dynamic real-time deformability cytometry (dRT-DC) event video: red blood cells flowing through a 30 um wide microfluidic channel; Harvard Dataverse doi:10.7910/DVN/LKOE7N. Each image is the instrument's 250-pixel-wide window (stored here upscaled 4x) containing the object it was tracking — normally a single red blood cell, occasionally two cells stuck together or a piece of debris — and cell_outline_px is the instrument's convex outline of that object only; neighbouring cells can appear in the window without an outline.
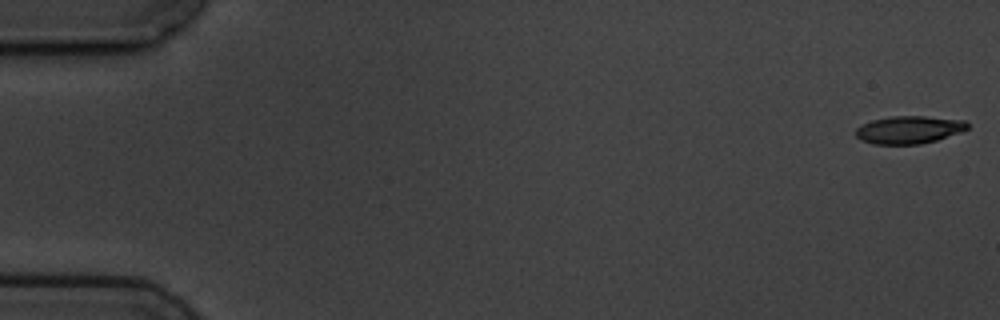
{"species": "common noctule bat (a hibernating species)", "species_latin": "Nyctalus noctula", "temperature_condition": "cold", "stored_images_in_passage": 7, "camera_frame_rate_fps": 3000, "um_per_image_px": 0.085, "animal": {"sex": "male", "body_mass_g": 19.5, "forearm_length_mm": 54.6}, "frame": {"image": 1, "passage_image": 1, "time_ms": 0.0, "image_size_px": [1000, 320], "cell_outline_px": [[968, 128], [960, 132], [936, 140], [920, 144], [872, 144], [860, 140], [856, 136], [856, 128], [872, 120], [892, 116], [924, 116], [964, 120], [968, 124]], "centroid_in_image_um": [77.24, 11.03], "position_along_channel_um": 7.8, "area_um2": 17.92}}
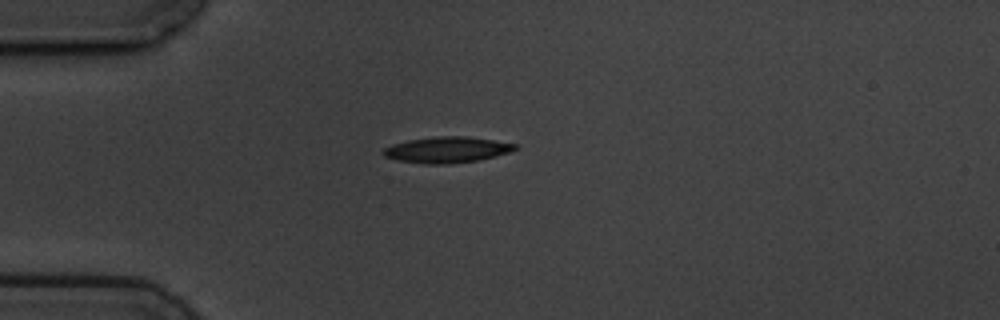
{"frame": {"image": 2, "passage_image": 5, "time_ms": 4.667, "image_size_px": [1000, 320], "cell_outline_px": [[520, 148], [496, 156], [480, 160], [444, 164], [424, 164], [396, 160], [384, 156], [380, 152], [384, 148], [392, 144], [408, 140], [436, 136], [464, 136], [492, 140], [516, 144]], "centroid_in_image_um": [37.96, 12.73], "position_along_channel_um": 47.0, "area_um2": 20.0}}
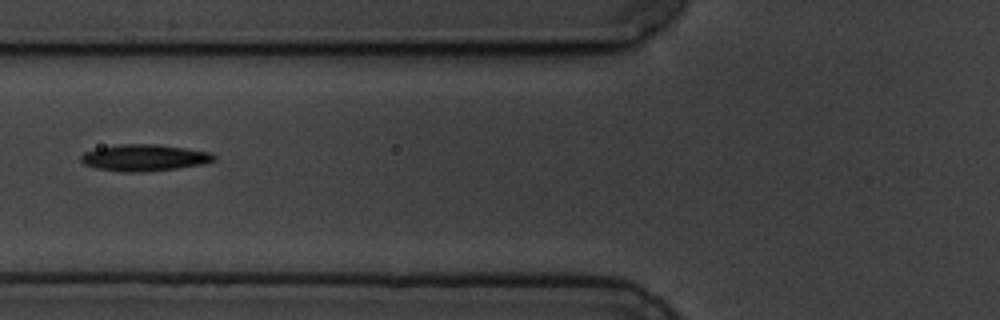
{"frame": {"image": 3, "passage_image": 7, "time_ms": 7.0, "image_size_px": [1000, 320], "cell_outline_px": [[216, 160], [200, 164], [176, 168], [140, 172], [120, 172], [96, 168], [84, 164], [80, 160], [80, 156], [84, 152], [96, 148], [120, 144], [156, 144], [212, 152], [216, 156]], "centroid_in_image_um": [12.23, 13.4], "position_along_channel_um": 113.6, "area_um2": 20.58}}